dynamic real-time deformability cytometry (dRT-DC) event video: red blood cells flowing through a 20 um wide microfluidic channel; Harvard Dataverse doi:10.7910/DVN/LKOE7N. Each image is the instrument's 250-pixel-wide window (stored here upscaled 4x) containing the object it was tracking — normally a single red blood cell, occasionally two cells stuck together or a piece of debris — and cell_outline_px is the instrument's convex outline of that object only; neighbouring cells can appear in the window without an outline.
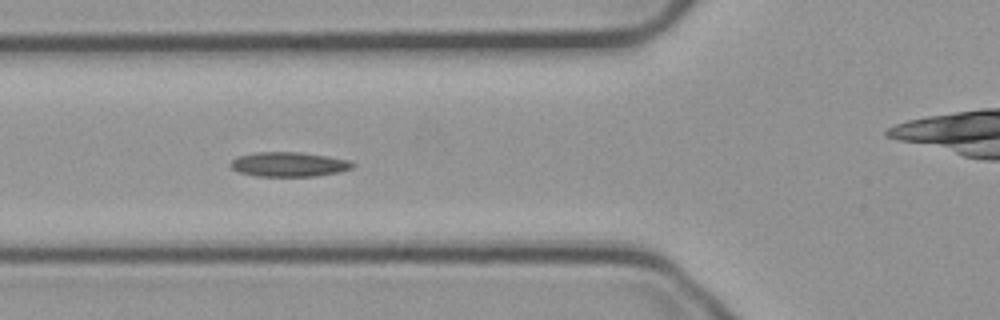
{"species": "common noctule bat (a hibernating species)", "species_latin": "Nyctalus noctula", "temperature_condition": "cold", "stored_images_in_passage": 42, "camera_frame_rate_fps": 3000, "um_per_image_px": 0.085, "animal": {"sex": "male", "body_mass_g": 23.1, "forearm_length_mm": 52.7}, "frame": {"image": 1, "passage_image": 6, "time_ms": 1.667, "image_size_px": [1000, 320], "cell_outline_px": [[356, 164], [352, 168], [340, 172], [316, 176], [256, 176], [240, 172], [232, 168], [228, 164], [232, 160], [240, 156], [256, 152], [300, 152], [328, 156], [352, 160]], "centroid_in_image_um": [24.61, 13.97], "position_along_channel_um": 101.2, "area_um2": 17.57}}
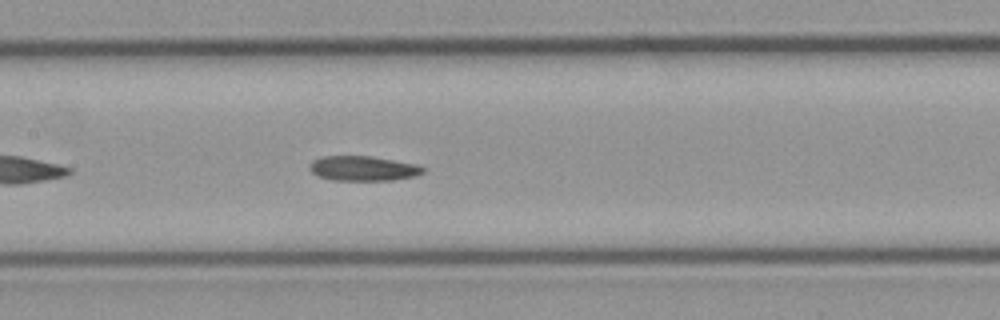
{"frame": {"image": 2, "passage_image": 12, "time_ms": 3.667, "image_size_px": [1000, 320], "cell_outline_px": [[424, 172], [416, 176], [392, 180], [332, 180], [320, 176], [312, 172], [308, 168], [308, 164], [312, 160], [320, 156], [372, 156], [420, 164], [424, 168]], "centroid_in_image_um": [30.88, 14.3], "position_along_channel_um": 176.5, "area_um2": 16.65}}
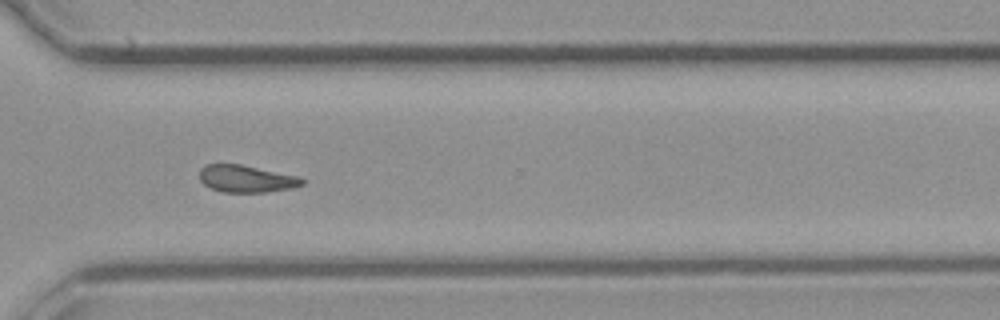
{"frame": {"image": 3, "passage_image": 26, "time_ms": 8.333, "image_size_px": [1000, 320], "cell_outline_px": [[304, 184], [292, 188], [268, 192], [220, 192], [204, 184], [200, 180], [200, 168], [208, 164], [240, 164], [300, 176], [304, 180]], "centroid_in_image_um": [20.96, 15.19], "position_along_channel_um": 349.6, "area_um2": 16.3}, "authors_computed_cell_mechanics": {"area_um2": 16.762, "velocity_mm_per_s": 3.7231, "shape_relaxation_time_tau1_ms": null, "shape_relaxation_time_tau2_ms": 6.9646, "deformation_change_tau1": null, "deformation_change_tau2": 0.1395}}